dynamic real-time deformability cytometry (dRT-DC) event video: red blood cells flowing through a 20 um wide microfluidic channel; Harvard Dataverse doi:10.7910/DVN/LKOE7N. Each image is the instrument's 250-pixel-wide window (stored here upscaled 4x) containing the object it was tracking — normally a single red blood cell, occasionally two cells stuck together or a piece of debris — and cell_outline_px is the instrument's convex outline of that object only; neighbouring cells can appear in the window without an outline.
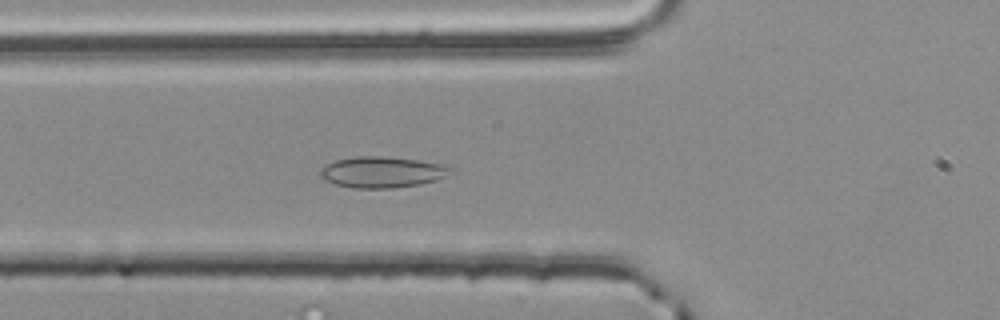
{"species": "common noctule bat (a hibernating species)", "species_latin": "Nyctalus noctula", "temperature_condition": "room temperature", "stored_images_in_passage": 12, "camera_frame_rate_fps": 3000, "um_per_image_px": 0.085, "animal": {"sex": "male", "body_mass_g": 20.4}, "frame": {"image": 1, "passage_image": 5, "time_ms": 1.333, "image_size_px": [1000, 320], "cell_outline_px": [[456, 172], [436, 180], [420, 184], [392, 188], [356, 188], [336, 184], [320, 180], [320, 168], [336, 160], [356, 156], [384, 156], [420, 160], [440, 164], [456, 168]], "centroid_in_image_um": [32.51, 14.63], "position_along_channel_um": 93.3, "area_um2": 23.87}}
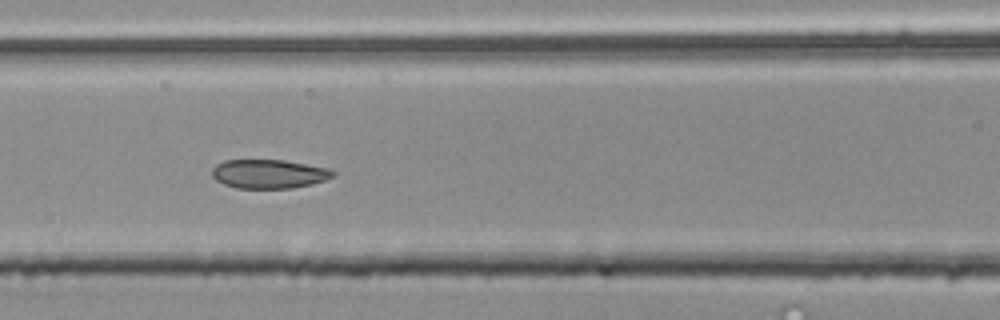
{"frame": {"image": 2, "passage_image": 9, "time_ms": 2.667, "image_size_px": [1000, 320], "cell_outline_px": [[336, 172], [332, 176], [324, 180], [312, 184], [292, 188], [236, 188], [224, 184], [216, 180], [212, 176], [212, 168], [216, 164], [224, 160], [284, 160], [328, 168]], "centroid_in_image_um": [22.83, 14.78], "position_along_channel_um": 143.8, "area_um2": 20.35}}
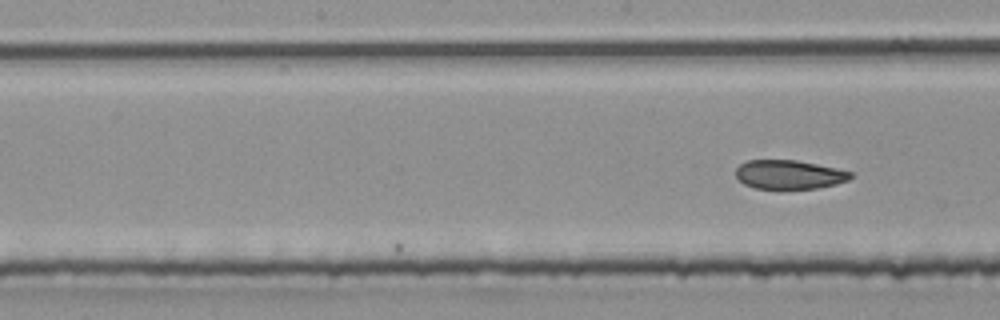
{"frame": {"image": 3, "passage_image": 12, "time_ms": 3.667, "image_size_px": [1000, 320], "cell_outline_px": [[852, 176], [848, 180], [836, 184], [816, 188], [780, 192], [756, 188], [744, 184], [736, 176], [736, 168], [740, 164], [748, 160], [796, 160], [836, 168], [852, 172]], "centroid_in_image_um": [67.05, 14.88], "position_along_channel_um": 181.1, "area_um2": 20.0}}